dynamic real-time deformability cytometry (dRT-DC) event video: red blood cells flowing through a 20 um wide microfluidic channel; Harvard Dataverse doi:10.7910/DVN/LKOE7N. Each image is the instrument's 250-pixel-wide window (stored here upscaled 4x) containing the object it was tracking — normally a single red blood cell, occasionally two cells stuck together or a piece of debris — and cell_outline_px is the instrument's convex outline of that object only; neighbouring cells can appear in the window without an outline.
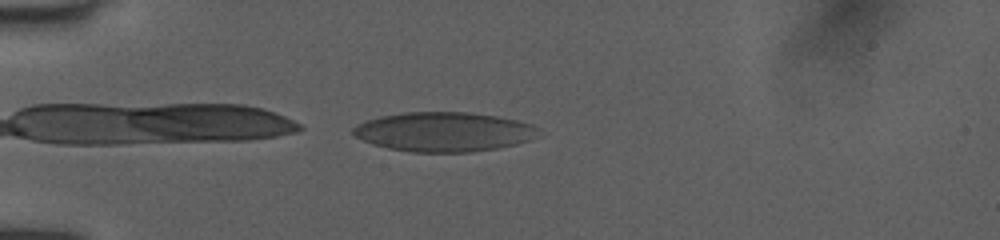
{"species": "human", "species_latin": "Homo sapiens", "temperature_condition": "room temperature", "stored_images_in_passage": 38, "camera_frame_rate_fps": 3000, "um_per_image_px": 0.085, "donor": {"sex": "female"}, "frame": {"image": 1, "passage_image": 1, "time_ms": 0.0, "image_size_px": [1000, 240], "cell_outline_px": [[540, 128], [536, 136], [528, 140], [516, 144], [496, 148], [468, 152], [412, 152], [388, 148], [372, 144], [356, 136], [352, 132], [352, 128], [356, 124], [364, 120], [380, 116], [404, 112], [468, 112], [496, 116], [516, 120], [532, 124]], "centroid_in_image_um": [37.7, 11.2], "position_along_channel_um": 47.3, "area_um2": 42.6}}
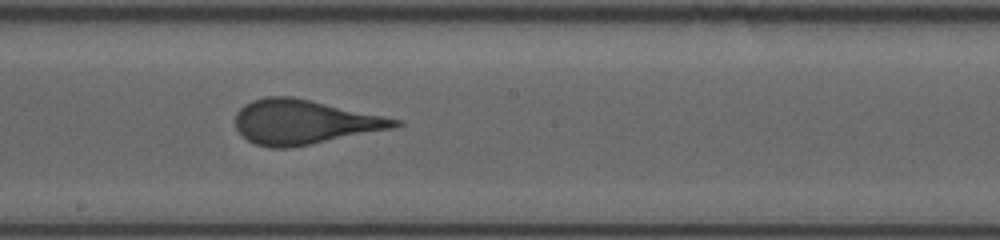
{"frame": {"image": 2, "passage_image": 16, "time_ms": 5.0, "image_size_px": [1000, 240], "cell_outline_px": [[404, 124], [392, 128], [288, 148], [268, 148], [256, 144], [248, 140], [236, 128], [236, 112], [244, 104], [252, 100], [268, 96], [292, 96], [400, 120]], "centroid_in_image_um": [25.78, 10.36], "position_along_channel_um": 222.4, "area_um2": 40.58}}
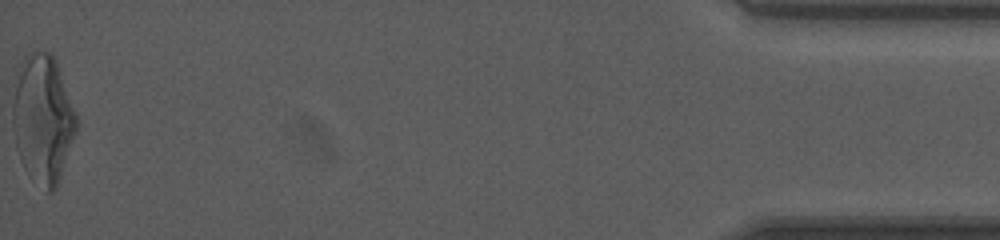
{"frame": {"image": 3, "passage_image": 38, "time_ms": 12.333, "image_size_px": [1000, 240], "cell_outline_px": [[76, 132], [60, 180], [56, 188], [52, 192], [48, 192], [24, 168], [20, 160], [16, 144], [12, 124], [12, 104], [16, 68], [24, 56], [28, 52], [52, 52], [56, 60], [76, 112]], "centroid_in_image_um": [3.63, 10.05], "position_along_channel_um": 431.6, "area_um2": 47.92}, "authors_computed_cell_mechanics": {"area_um2": 41.4426, "velocity_mm_per_s": 4.0408, "shape_relaxation_time_tau1_ms": 9.5157, "shape_relaxation_time_tau2_ms": null, "deformation_change_tau1": 0.2613, "deformation_change_tau2": null}}